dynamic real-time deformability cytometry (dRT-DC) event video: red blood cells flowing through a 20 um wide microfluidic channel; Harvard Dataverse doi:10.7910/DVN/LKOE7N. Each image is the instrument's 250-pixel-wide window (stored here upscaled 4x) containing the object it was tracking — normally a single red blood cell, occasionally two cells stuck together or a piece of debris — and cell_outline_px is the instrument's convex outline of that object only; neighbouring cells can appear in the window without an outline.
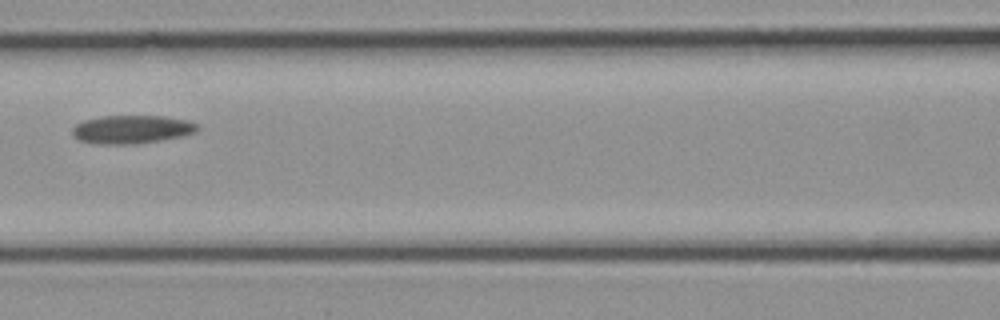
{"species": "common noctule bat (a hibernating species)", "species_latin": "Nyctalus noctula", "temperature_condition": "cold", "stored_images_in_passage": 4, "camera_frame_rate_fps": 3000, "um_per_image_px": 0.085, "animal": {"sex": "female", "body_mass_g": 21.9}, "frame": {"image": 1, "passage_image": 4, "time_ms": 1.0, "image_size_px": [1000, 320], "cell_outline_px": [[200, 128], [196, 132], [180, 136], [160, 140], [136, 144], [96, 144], [80, 140], [72, 136], [72, 128], [76, 124], [84, 120], [104, 116], [164, 116], [188, 120], [200, 124]], "centroid_in_image_um": [11.21, 10.99], "position_along_channel_um": 155.4, "area_um2": 20.75}}